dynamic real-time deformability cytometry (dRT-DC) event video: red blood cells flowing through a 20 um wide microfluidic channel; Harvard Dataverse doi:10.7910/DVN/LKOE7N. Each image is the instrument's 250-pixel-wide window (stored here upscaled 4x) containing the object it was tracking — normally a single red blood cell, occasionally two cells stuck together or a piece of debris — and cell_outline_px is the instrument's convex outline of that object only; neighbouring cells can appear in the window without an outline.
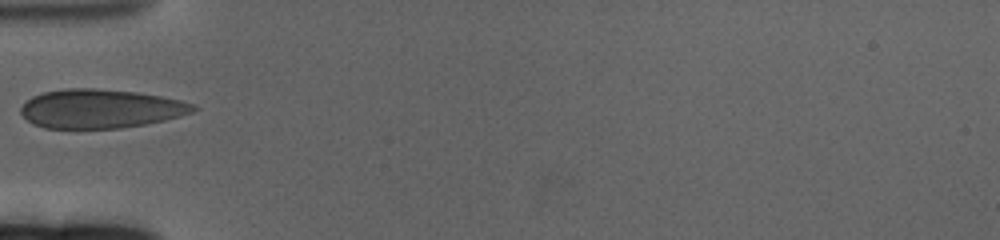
{"species": "human", "species_latin": "Homo sapiens", "temperature_condition": "cold", "stored_images_in_passage": 35, "camera_frame_rate_fps": 3000, "um_per_image_px": 0.085, "donor": {"sex": "female"}, "frame": {"image": 1, "passage_image": 1, "time_ms": 0.0, "image_size_px": [1000, 240], "cell_outline_px": [[200, 108], [192, 112], [180, 116], [164, 120], [144, 124], [120, 128], [44, 128], [32, 124], [20, 112], [20, 108], [32, 96], [44, 92], [64, 88], [96, 88], [136, 92], [160, 96], [180, 100], [192, 104]], "centroid_in_image_um": [8.53, 9.24], "position_along_channel_um": 76.5, "area_um2": 39.02}}
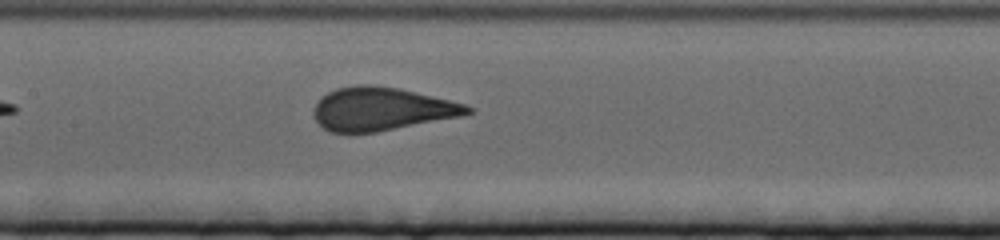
{"frame": {"image": 2, "passage_image": 10, "time_ms": 3.0, "image_size_px": [1000, 240], "cell_outline_px": [[476, 112], [460, 116], [376, 132], [332, 132], [324, 128], [316, 120], [312, 112], [316, 104], [328, 92], [336, 88], [356, 84], [372, 84], [400, 88], [464, 104], [472, 108]], "centroid_in_image_um": [32.42, 9.25], "position_along_channel_um": 175.0, "area_um2": 38.38}}
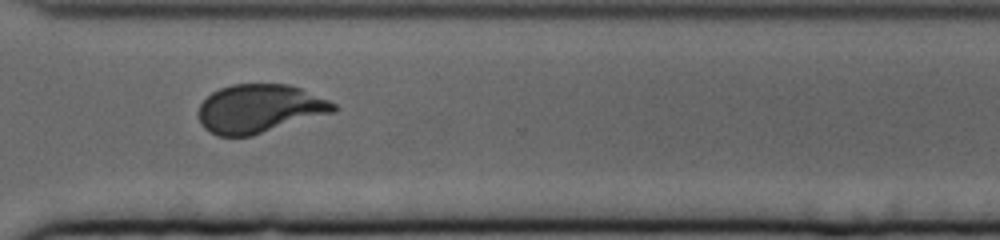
{"frame": {"image": 3, "passage_image": 26, "time_ms": 8.333, "image_size_px": [1000, 240], "cell_outline_px": [[336, 112], [252, 136], [216, 136], [208, 132], [200, 124], [200, 104], [212, 92], [220, 88], [232, 84], [288, 84], [300, 88], [328, 100], [336, 104]], "centroid_in_image_um": [22.06, 9.25], "position_along_channel_um": 348.5, "area_um2": 38.26}}